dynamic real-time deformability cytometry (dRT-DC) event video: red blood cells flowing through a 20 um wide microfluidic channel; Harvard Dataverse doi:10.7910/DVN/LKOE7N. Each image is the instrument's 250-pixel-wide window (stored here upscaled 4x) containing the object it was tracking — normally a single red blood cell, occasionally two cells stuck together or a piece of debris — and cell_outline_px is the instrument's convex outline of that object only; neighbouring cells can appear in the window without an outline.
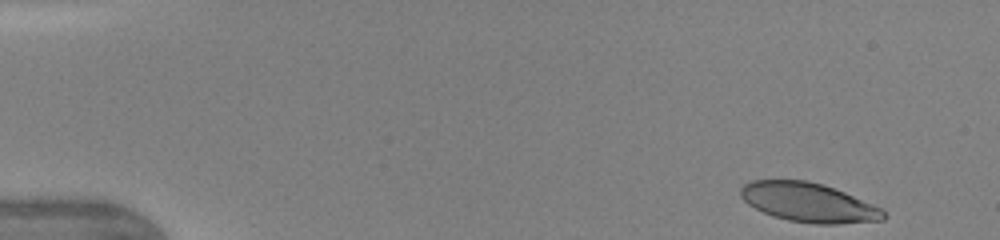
{"species": "human", "species_latin": "Homo sapiens", "temperature_condition": "warm", "stored_images_in_passage": 55, "camera_frame_rate_fps": 3000, "um_per_image_px": 0.085, "donor": {"sex": "female"}, "frame": {"image": 1, "passage_image": 1, "time_ms": 0.0, "image_size_px": [1000, 240], "cell_outline_px": [[884, 220], [840, 224], [816, 224], [788, 220], [772, 216], [748, 204], [740, 196], [740, 188], [744, 184], [752, 180], [808, 180], [824, 184], [884, 208]], "centroid_in_image_um": [68.74, 17.2], "position_along_channel_um": 16.3, "area_um2": 32.77}}
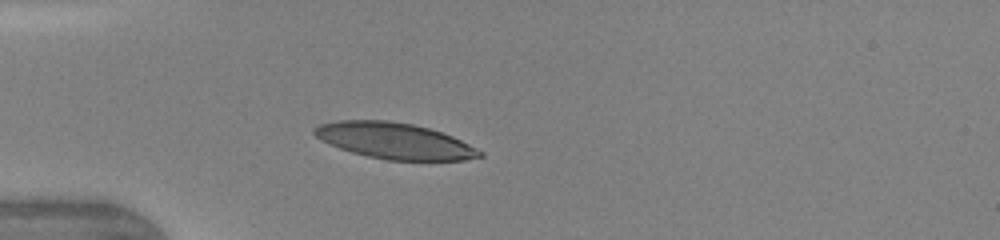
{"frame": {"image": 2, "passage_image": 18, "time_ms": 3.333, "image_size_px": [1000, 240], "cell_outline_px": [[484, 156], [464, 160], [388, 160], [368, 156], [352, 152], [340, 148], [316, 136], [312, 132], [312, 128], [320, 124], [336, 120], [388, 120], [412, 124], [428, 128], [452, 136], [484, 152]], "centroid_in_image_um": [33.54, 11.96], "position_along_channel_um": 51.5, "area_um2": 34.45}}